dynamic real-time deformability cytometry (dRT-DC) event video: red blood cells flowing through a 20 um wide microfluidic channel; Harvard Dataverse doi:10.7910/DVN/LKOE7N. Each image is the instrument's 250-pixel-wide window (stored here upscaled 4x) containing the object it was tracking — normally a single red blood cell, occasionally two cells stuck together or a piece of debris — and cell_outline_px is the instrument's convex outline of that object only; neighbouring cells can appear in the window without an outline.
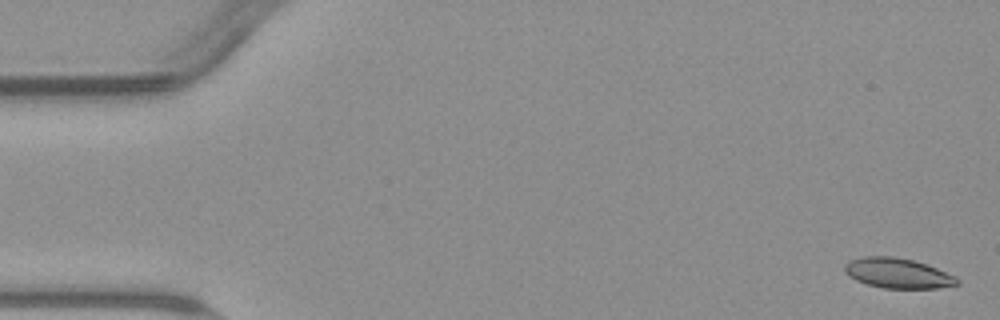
{"species": "common noctule bat (a hibernating species)", "species_latin": "Nyctalus noctula", "temperature_condition": "warm", "stored_images_in_passage": 55, "camera_frame_rate_fps": 3000, "um_per_image_px": 0.085, "animal": {"sex": "male", "body_mass_g": 23.1, "forearm_length_mm": 52.7}, "frame": {"image": 1, "passage_image": 2, "time_ms": 0.333, "image_size_px": [1000, 320], "cell_outline_px": [[960, 284], [940, 288], [884, 288], [868, 284], [856, 280], [848, 276], [844, 272], [844, 264], [848, 260], [864, 256], [892, 256], [912, 260], [936, 268], [956, 276], [960, 280]], "centroid_in_image_um": [76.29, 23.22], "position_along_channel_um": 8.7, "area_um2": 19.77}}
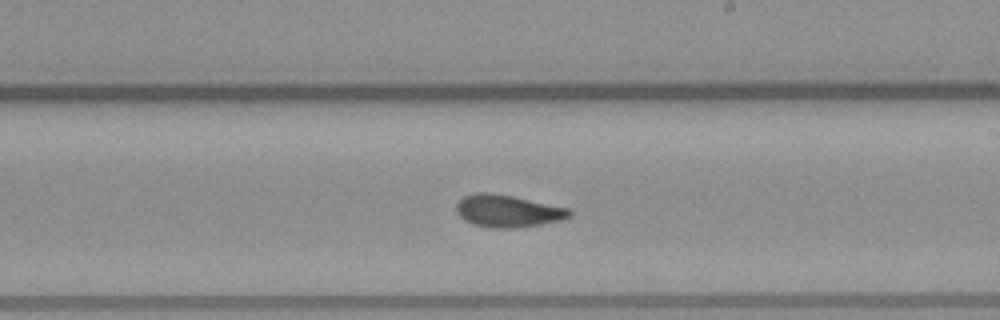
{"frame": {"image": 2, "passage_image": 32, "time_ms": 10.333, "image_size_px": [1000, 320], "cell_outline_px": [[572, 216], [560, 220], [540, 224], [516, 228], [492, 228], [476, 224], [464, 220], [456, 212], [456, 204], [464, 196], [476, 192], [492, 192], [512, 196], [568, 208], [572, 212]], "centroid_in_image_um": [43.14, 17.93], "position_along_channel_um": 245.9, "area_um2": 21.15}}
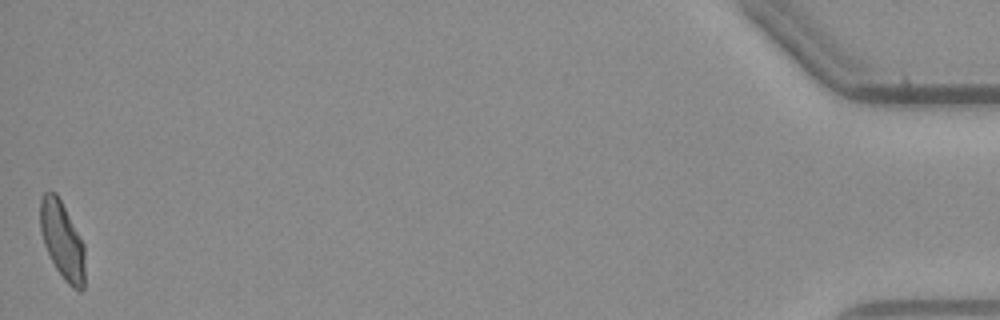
{"frame": {"image": 3, "passage_image": 55, "time_ms": 18.0, "image_size_px": [1000, 320], "cell_outline_px": [[84, 288], [80, 292], [72, 288], [64, 280], [56, 268], [44, 244], [40, 232], [40, 196], [44, 192], [56, 192], [84, 244]], "centroid_in_image_um": [5.28, 20.44], "position_along_channel_um": 429.9, "area_um2": 20.11}, "authors_computed_cell_mechanics": {"area_um2": 20.5768, "velocity_mm_per_s": 3.7774, "shape_relaxation_time_tau1_ms": 6.7727, "shape_relaxation_time_tau2_ms": 2.2063, "deformation_change_tau1": 0.1664, "deformation_change_tau2": 0.0798}}